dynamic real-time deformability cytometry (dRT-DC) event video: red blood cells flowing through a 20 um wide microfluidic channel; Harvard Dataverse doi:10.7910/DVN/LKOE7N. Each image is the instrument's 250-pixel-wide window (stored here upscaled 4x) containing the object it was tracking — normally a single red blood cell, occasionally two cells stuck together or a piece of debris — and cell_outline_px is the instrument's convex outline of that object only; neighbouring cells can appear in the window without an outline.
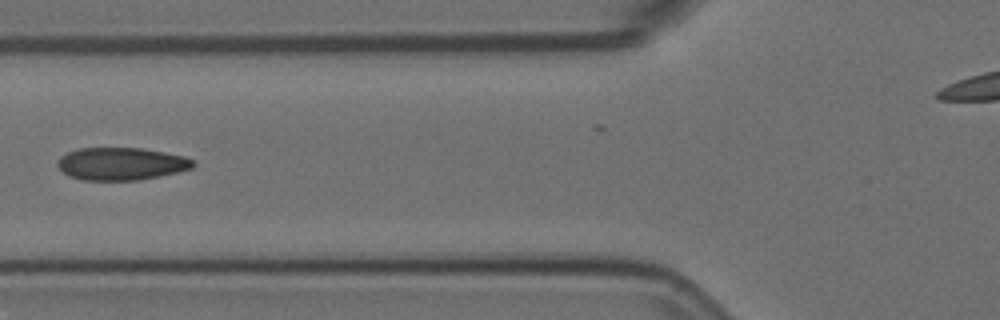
{"species": "Egyptian fruit bat (a non-hibernating species)", "species_latin": "Rousettus aegyptiacus", "temperature_condition": "room temperature", "stored_images_in_passage": 6, "segment_of_instrument_passage": [1, 2], "camera_frame_rate_fps": 3000, "um_per_image_px": 0.085, "animal": {"sex": "female"}, "frame": {"image": 1, "passage_image": 2, "time_ms": 0.333, "image_size_px": [1000, 320], "cell_outline_px": [[196, 164], [192, 168], [160, 176], [140, 180], [84, 180], [68, 176], [56, 164], [60, 156], [76, 148], [140, 148], [164, 152], [184, 156], [192, 160]], "centroid_in_image_um": [10.28, 13.92], "position_along_channel_um": 115.5, "area_um2": 25.72}}
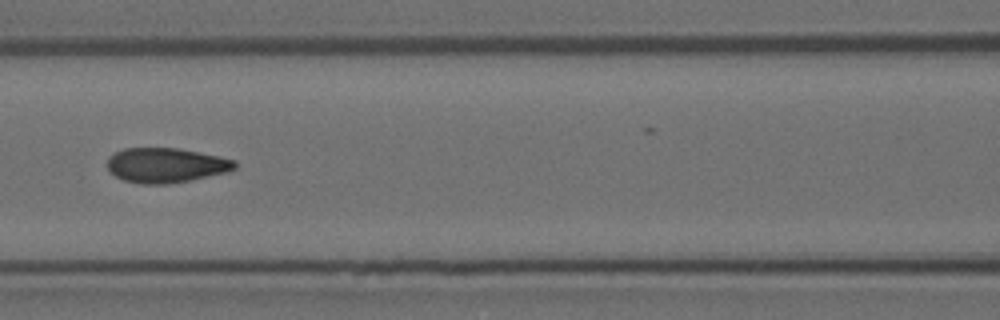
{"frame": {"image": 2, "passage_image": 3, "time_ms": 0.667, "image_size_px": [1000, 320], "cell_outline_px": [[236, 168], [228, 172], [168, 184], [140, 184], [124, 180], [116, 176], [108, 168], [108, 156], [124, 148], [176, 148], [236, 160]], "centroid_in_image_um": [14.09, 14.05], "position_along_channel_um": 152.5, "area_um2": 25.55}}
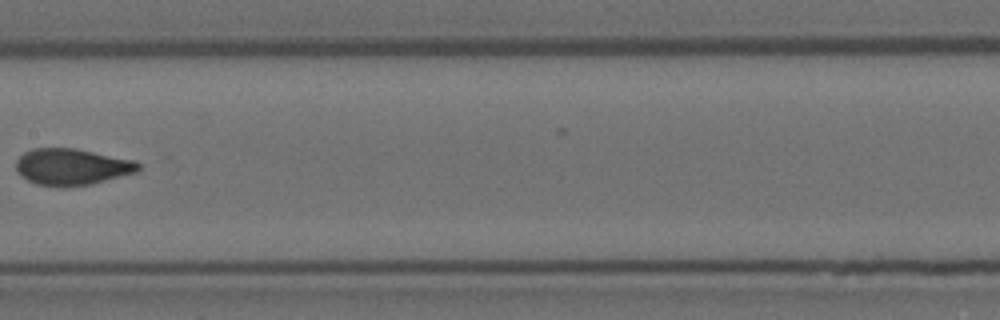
{"frame": {"image": 3, "passage_image": 4, "time_ms": 1.0, "image_size_px": [1000, 320], "cell_outline_px": [[140, 168], [136, 172], [92, 184], [64, 188], [60, 188], [36, 184], [28, 180], [16, 168], [16, 160], [24, 152], [32, 148], [76, 148], [132, 160], [140, 164]], "centroid_in_image_um": [6.09, 14.19], "position_along_channel_um": 201.3, "area_um2": 26.01}}